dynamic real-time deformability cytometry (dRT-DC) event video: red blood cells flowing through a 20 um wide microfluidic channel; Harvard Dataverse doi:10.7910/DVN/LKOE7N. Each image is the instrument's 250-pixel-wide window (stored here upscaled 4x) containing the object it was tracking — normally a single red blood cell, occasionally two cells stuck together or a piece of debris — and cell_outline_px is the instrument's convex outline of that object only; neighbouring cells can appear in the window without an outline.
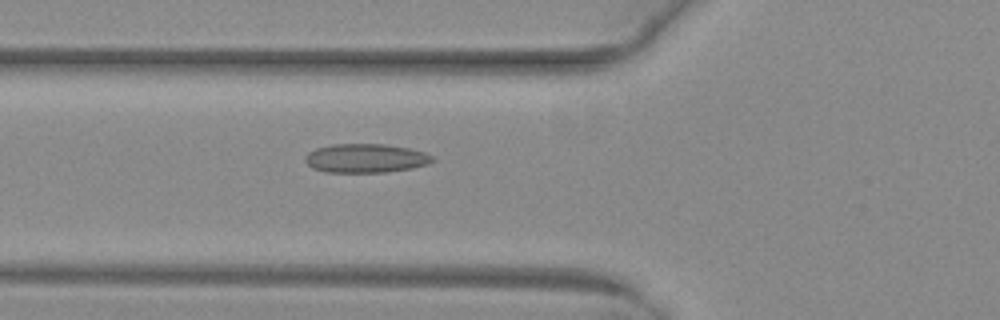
{"species": "common noctule bat (a hibernating species)", "species_latin": "Nyctalus noctula", "temperature_condition": "warm", "stored_images_in_passage": 47, "camera_frame_rate_fps": 3000, "um_per_image_px": 0.085, "animal": {"sex": "female", "body_mass_g": 29.2, "forearm_length_mm": 56.3}, "frame": {"image": 1, "passage_image": 15, "time_ms": 4.667, "image_size_px": [1000, 320], "cell_outline_px": [[436, 160], [428, 164], [412, 168], [388, 172], [324, 172], [312, 168], [304, 160], [304, 156], [308, 152], [316, 148], [332, 144], [384, 144], [408, 148], [424, 152], [432, 156]], "centroid_in_image_um": [31.07, 13.45], "position_along_channel_um": 94.7, "area_um2": 21.56}}
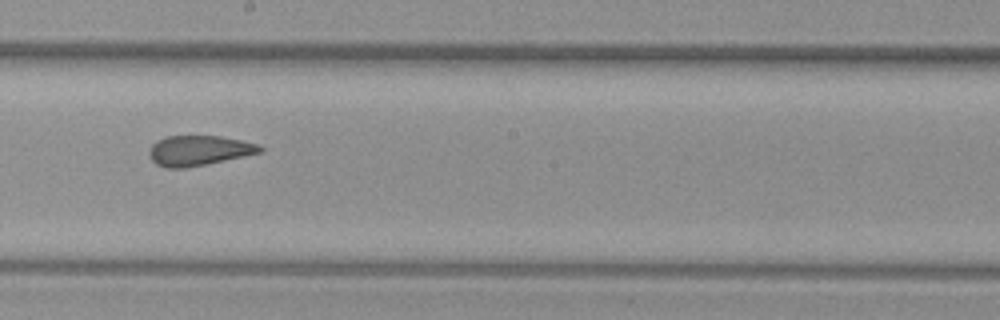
{"frame": {"image": 2, "passage_image": 25, "time_ms": 8.0, "image_size_px": [1000, 320], "cell_outline_px": [[264, 152], [184, 168], [168, 168], [156, 164], [148, 156], [148, 152], [152, 144], [156, 140], [164, 136], [220, 136], [240, 140], [256, 144], [264, 148]], "centroid_in_image_um": [16.87, 12.79], "position_along_channel_um": 231.3, "area_um2": 19.36}}
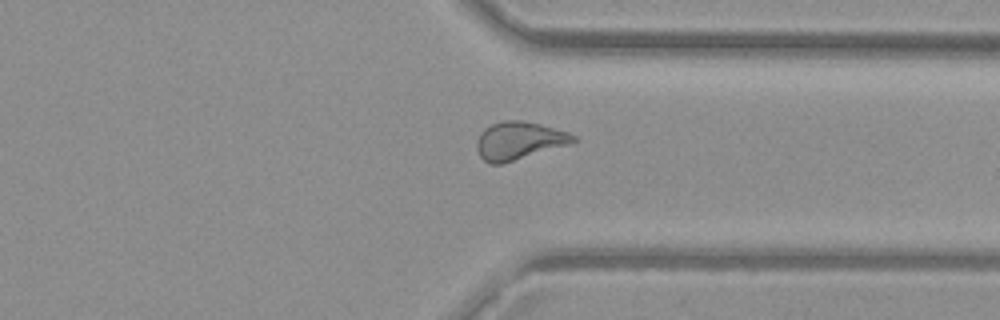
{"frame": {"image": 3, "passage_image": 35, "time_ms": 11.333, "image_size_px": [1000, 320], "cell_outline_px": [[576, 140], [572, 144], [500, 164], [488, 164], [480, 156], [476, 148], [476, 140], [480, 132], [484, 128], [492, 124], [504, 120], [520, 120], [540, 124], [568, 132], [576, 136]], "centroid_in_image_um": [44.1, 11.96], "position_along_channel_um": 367.3, "area_um2": 21.39}, "authors_computed_cell_mechanics": {"area_um2": 21.386, "velocity_mm_per_s": 4.0885, "shape_relaxation_time_tau1_ms": null, "shape_relaxation_time_tau2_ms": 1.9278, "deformation_change_tau1": null, "deformation_change_tau2": 0.088}}